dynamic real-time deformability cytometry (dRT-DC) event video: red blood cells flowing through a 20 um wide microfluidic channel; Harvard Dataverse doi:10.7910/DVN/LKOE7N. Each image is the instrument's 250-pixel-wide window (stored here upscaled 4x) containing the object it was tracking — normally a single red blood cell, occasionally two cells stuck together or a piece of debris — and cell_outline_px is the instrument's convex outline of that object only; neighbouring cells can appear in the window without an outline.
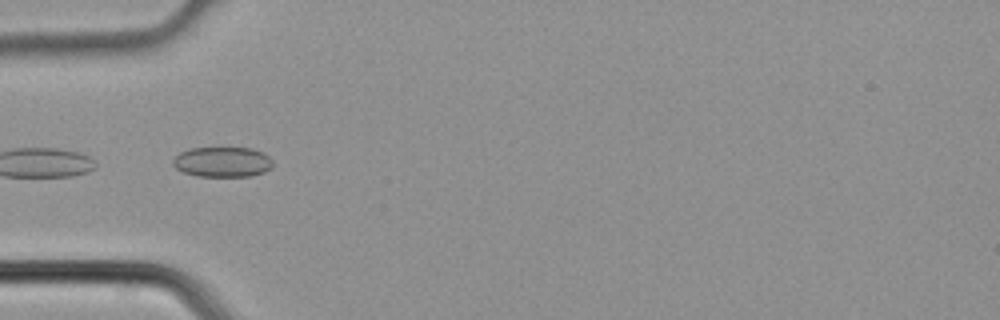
{"species": "common noctule bat (a hibernating species)", "species_latin": "Nyctalus noctula", "temperature_condition": "cold", "stored_images_in_passage": 2, "camera_frame_rate_fps": 3000, "um_per_image_px": 0.085, "animal": {"sex": "male", "body_mass_g": 21.5, "forearm_length_mm": 52.0}, "frame": {"image": 1, "passage_image": 2, "time_ms": 0.333, "image_size_px": [1000, 320], "cell_outline_px": [[272, 168], [264, 172], [252, 176], [196, 176], [184, 172], [176, 168], [172, 164], [172, 160], [180, 152], [188, 148], [252, 148], [268, 156], [272, 160]], "centroid_in_image_um": [18.9, 13.77], "position_along_channel_um": 66.1, "area_um2": 17.57}}